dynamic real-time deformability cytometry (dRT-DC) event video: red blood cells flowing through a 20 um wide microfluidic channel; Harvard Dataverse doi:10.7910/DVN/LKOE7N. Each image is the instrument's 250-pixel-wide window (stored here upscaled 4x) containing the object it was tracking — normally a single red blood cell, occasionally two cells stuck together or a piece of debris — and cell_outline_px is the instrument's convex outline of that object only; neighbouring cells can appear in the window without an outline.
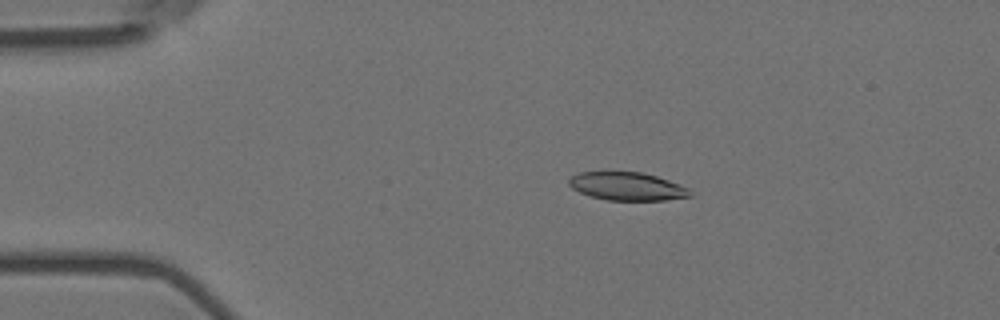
{"species": "Egyptian fruit bat (a non-hibernating species)", "species_latin": "Rousettus aegyptiacus", "temperature_condition": "room temperature", "stored_images_in_passage": 51, "camera_frame_rate_fps": 3000, "um_per_image_px": 0.085, "animal": {"sex": "female"}, "frame": {"image": 1, "passage_image": 6, "time_ms": 1.667, "image_size_px": [1000, 320], "cell_outline_px": [[692, 196], [664, 200], [608, 200], [588, 196], [572, 188], [568, 184], [568, 180], [572, 176], [580, 172], [640, 172], [656, 176], [680, 184], [688, 188], [692, 192]], "centroid_in_image_um": [53.3, 15.84], "position_along_channel_um": 31.7, "area_um2": 19.83}}
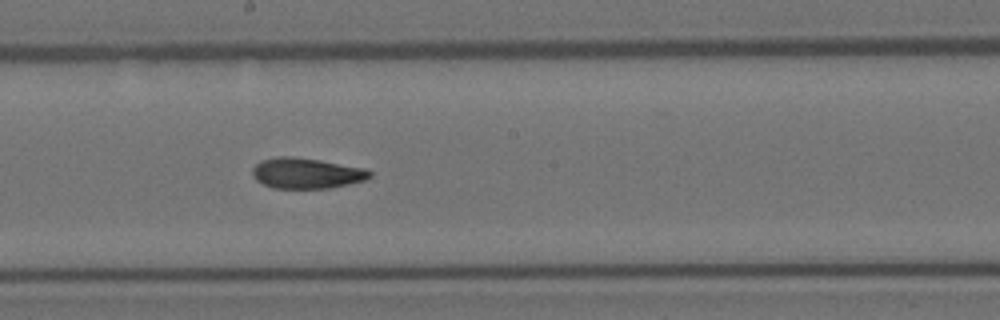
{"frame": {"image": 2, "passage_image": 26, "time_ms": 8.333, "image_size_px": [1000, 320], "cell_outline_px": [[372, 176], [364, 180], [348, 184], [328, 188], [272, 188], [256, 180], [252, 176], [252, 168], [260, 160], [276, 156], [292, 156], [320, 160], [364, 168], [372, 172]], "centroid_in_image_um": [26.01, 14.71], "position_along_channel_um": 222.2, "area_um2": 20.98}}
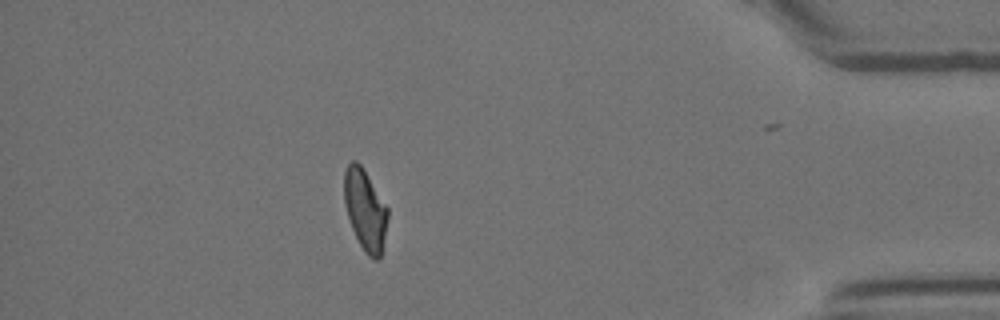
{"frame": {"image": 3, "passage_image": 45, "time_ms": 14.667, "image_size_px": [1000, 320], "cell_outline_px": [[388, 220], [380, 260], [372, 260], [364, 252], [352, 228], [344, 204], [344, 172], [348, 164], [352, 160], [356, 160], [360, 164], [388, 208]], "centroid_in_image_um": [31.04, 17.87], "position_along_channel_um": 404.2, "area_um2": 20.52}, "authors_computed_cell_mechanics": {"area_um2": 20.9814, "velocity_mm_per_s": 3.5999, "shape_relaxation_time_tau1_ms": 10.8175, "shape_relaxation_time_tau2_ms": 2.1662, "deformation_change_tau1": 0.2598, "deformation_change_tau2": 0.0866}}